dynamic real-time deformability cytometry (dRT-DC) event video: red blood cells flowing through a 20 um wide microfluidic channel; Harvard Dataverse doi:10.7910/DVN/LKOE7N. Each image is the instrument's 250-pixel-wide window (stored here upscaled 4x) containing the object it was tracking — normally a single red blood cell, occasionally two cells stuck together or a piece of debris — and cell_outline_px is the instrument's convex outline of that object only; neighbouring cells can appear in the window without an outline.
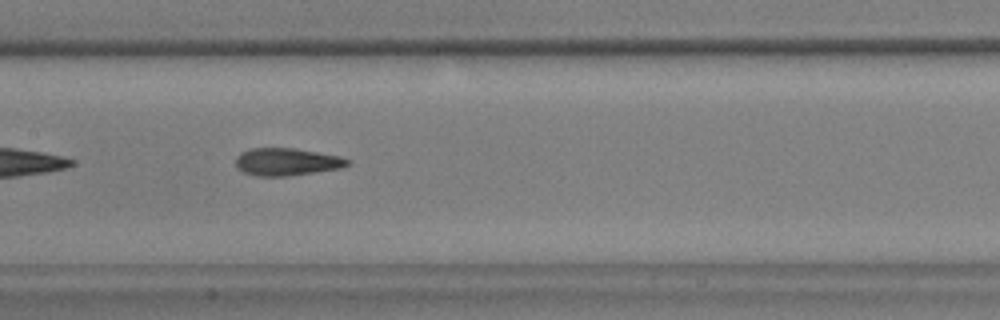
{"species": "common noctule bat (a hibernating species)", "species_latin": "Nyctalus noctula", "temperature_condition": "warm", "stored_images_in_passage": 36, "camera_frame_rate_fps": 3000, "um_per_image_px": 0.085, "animal": {"sex": "male", "body_mass_g": 17.9, "forearm_length_mm": 54.2}, "frame": {"image": 1, "passage_image": 11, "time_ms": 3.333, "image_size_px": [1000, 320], "cell_outline_px": [[348, 164], [340, 168], [284, 176], [256, 176], [244, 172], [236, 168], [236, 156], [240, 152], [252, 148], [296, 148], [340, 156], [348, 160]], "centroid_in_image_um": [24.31, 13.74], "position_along_channel_um": 183.1, "area_um2": 17.74}, "authors_computed_cell_mechanics": {"area_um2": 17.8313, "velocity_mm_per_s": 3.6165, "shape_relaxation_time_tau1_ms": 7.8956, "shape_relaxation_time_tau2_ms": 1.9872, "deformation_change_tau1": 0.2366, "deformation_change_tau2": 0.108}}